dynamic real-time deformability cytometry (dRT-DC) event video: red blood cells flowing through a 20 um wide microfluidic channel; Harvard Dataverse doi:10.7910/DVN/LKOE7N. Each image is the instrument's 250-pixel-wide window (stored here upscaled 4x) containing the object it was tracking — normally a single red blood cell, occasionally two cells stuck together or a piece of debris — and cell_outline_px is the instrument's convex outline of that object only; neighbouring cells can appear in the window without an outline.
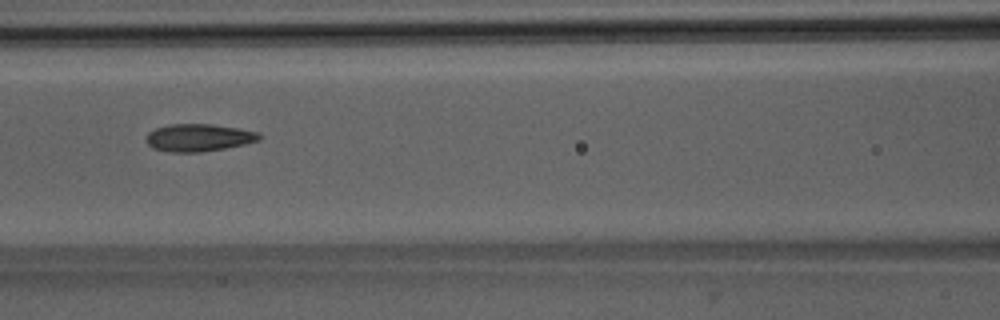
{"species": "Egyptian fruit bat (a non-hibernating species)", "species_latin": "Rousettus aegyptiacus", "temperature_condition": "room temperature", "stored_images_in_passage": 7, "camera_frame_rate_fps": 3000, "um_per_image_px": 0.085, "animal": {"sex": "male"}, "frame": {"image": 1, "passage_image": 7, "time_ms": 7.0, "image_size_px": [1000, 320], "cell_outline_px": [[264, 136], [260, 140], [244, 144], [224, 148], [200, 152], [172, 152], [152, 148], [148, 144], [148, 132], [156, 128], [172, 124], [212, 124], [260, 132]], "centroid_in_image_um": [16.94, 11.69], "position_along_channel_um": 149.7, "area_um2": 17.98}}